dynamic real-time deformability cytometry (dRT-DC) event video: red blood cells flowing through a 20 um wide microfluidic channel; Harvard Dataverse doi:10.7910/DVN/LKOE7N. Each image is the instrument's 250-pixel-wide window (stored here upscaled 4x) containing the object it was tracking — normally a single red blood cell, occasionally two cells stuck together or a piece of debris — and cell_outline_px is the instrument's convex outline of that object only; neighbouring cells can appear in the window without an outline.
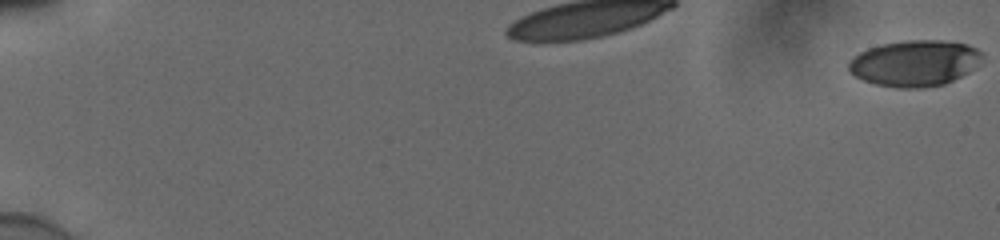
{"species": "human", "species_latin": "Homo sapiens", "temperature_condition": "cold", "stored_images_in_passage": 36, "camera_frame_rate_fps": 3000, "um_per_image_px": 0.085, "donor": {"sex": "male"}, "frame": {"image": 1, "passage_image": 1, "time_ms": 0.0, "image_size_px": [1000, 240], "cell_outline_px": [[984, 56], [968, 72], [944, 84], [924, 88], [896, 88], [876, 84], [864, 80], [856, 76], [848, 68], [848, 64], [860, 52], [868, 48], [884, 44], [904, 40], [944, 40], [968, 44], [976, 48]], "centroid_in_image_um": [77.77, 5.37], "position_along_channel_um": 7.2, "area_um2": 35.55}}
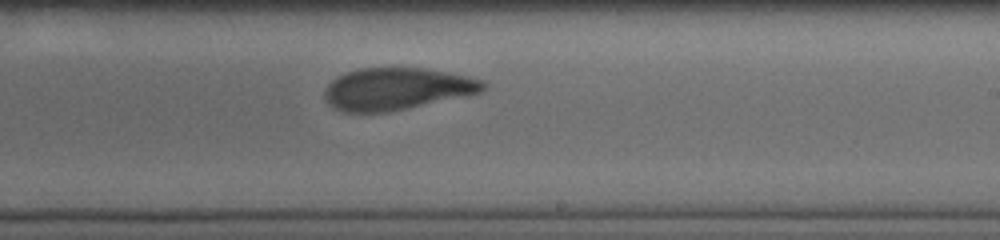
{"frame": {"image": 2, "passage_image": 24, "time_ms": 7.667, "image_size_px": [1000, 240], "cell_outline_px": [[488, 88], [480, 92], [464, 96], [388, 112], [344, 112], [328, 104], [324, 96], [324, 88], [336, 76], [360, 68], [424, 68], [448, 72], [484, 80]], "centroid_in_image_um": [33.71, 7.55], "position_along_channel_um": 255.3, "area_um2": 38.78}}
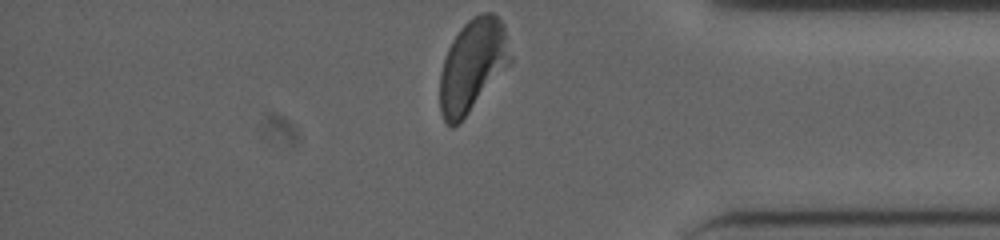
{"frame": {"image": 3, "passage_image": 36, "time_ms": 11.667, "image_size_px": [1000, 240], "cell_outline_px": [[512, 60], [468, 112], [452, 128], [444, 120], [440, 112], [440, 72], [448, 48], [452, 40], [460, 28], [472, 16], [480, 12], [492, 12], [504, 24], [512, 56]], "centroid_in_image_um": [40.16, 5.5], "position_along_channel_um": 395.0, "area_um2": 37.4}, "authors_computed_cell_mechanics": {"area_um2": 38.6971, "velocity_mm_per_s": 3.8616, "shape_relaxation_time_tau1_ms": 4.5756, "shape_relaxation_time_tau2_ms": 1.317, "deformation_change_tau1": 0.1732, "deformation_change_tau2": 0.0785}}